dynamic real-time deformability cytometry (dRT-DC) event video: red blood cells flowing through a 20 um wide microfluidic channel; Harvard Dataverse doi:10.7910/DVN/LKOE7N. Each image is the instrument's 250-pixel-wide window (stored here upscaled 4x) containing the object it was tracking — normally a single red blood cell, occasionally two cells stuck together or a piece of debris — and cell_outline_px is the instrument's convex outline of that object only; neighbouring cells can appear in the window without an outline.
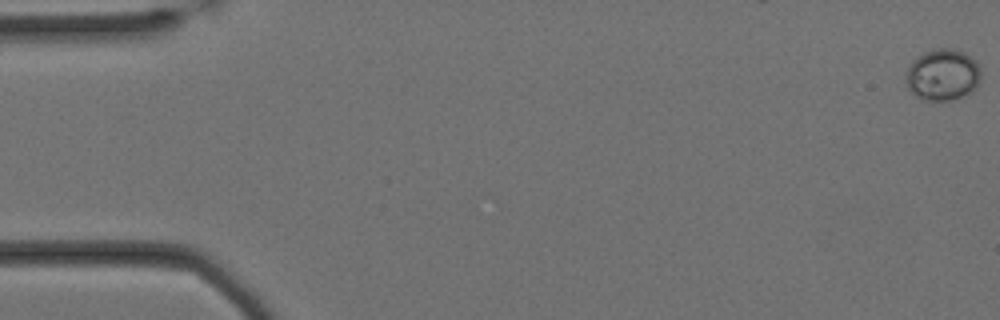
{"species": "Egyptian fruit bat (a non-hibernating species)", "species_latin": "Rousettus aegyptiacus", "temperature_condition": "cold", "stored_images_in_passage": 56, "camera_frame_rate_fps": 3000, "um_per_image_px": 0.085, "animal": {"sex": "female"}, "frame": {"image": 1, "passage_image": 1, "time_ms": 0.0, "image_size_px": [1000, 320], "cell_outline_px": [[980, 80], [976, 88], [968, 96], [952, 100], [924, 100], [916, 96], [908, 88], [904, 80], [904, 76], [912, 60], [924, 52], [936, 48], [948, 48], [964, 52], [976, 60], [980, 68]], "centroid_in_image_um": [80.13, 6.37], "position_along_channel_um": 4.9, "area_um2": 22.95}}
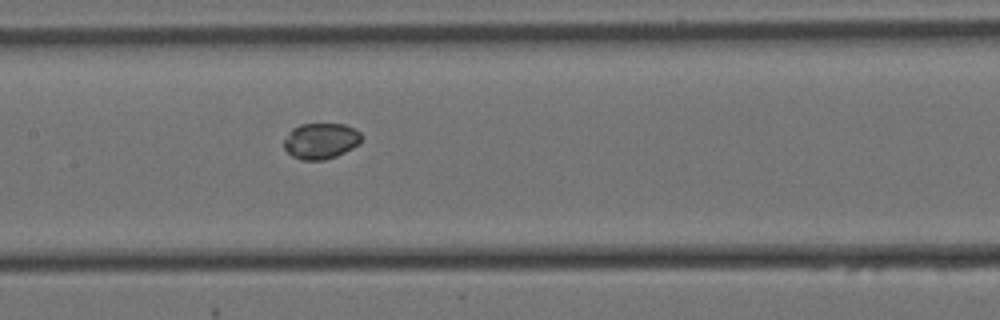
{"frame": {"image": 2, "passage_image": 29, "time_ms": 9.333, "image_size_px": [1000, 320], "cell_outline_px": [[360, 140], [352, 148], [336, 156], [324, 160], [300, 160], [292, 156], [284, 148], [284, 140], [288, 132], [292, 128], [300, 124], [344, 124], [360, 132]], "centroid_in_image_um": [27.21, 11.98], "position_along_channel_um": 180.2, "area_um2": 16.07}}
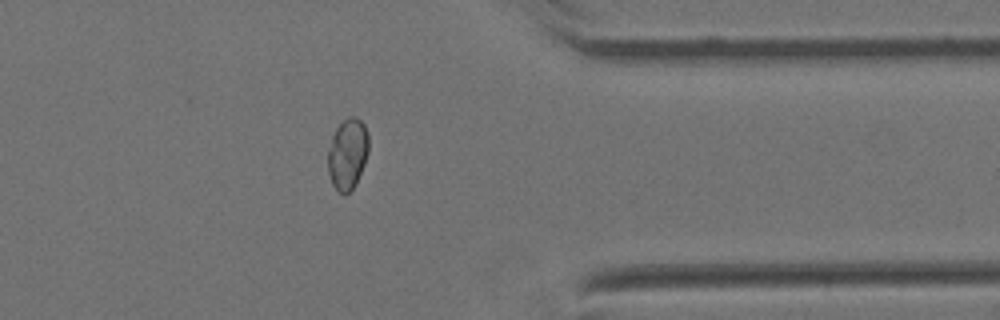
{"frame": {"image": 3, "passage_image": 48, "time_ms": 15.667, "image_size_px": [1000, 320], "cell_outline_px": [[368, 152], [364, 164], [356, 184], [344, 196], [332, 184], [328, 172], [328, 148], [332, 136], [336, 128], [348, 116], [356, 116], [364, 124], [368, 132]], "centroid_in_image_um": [29.54, 13.07], "position_along_channel_um": 381.9, "area_um2": 16.88}}